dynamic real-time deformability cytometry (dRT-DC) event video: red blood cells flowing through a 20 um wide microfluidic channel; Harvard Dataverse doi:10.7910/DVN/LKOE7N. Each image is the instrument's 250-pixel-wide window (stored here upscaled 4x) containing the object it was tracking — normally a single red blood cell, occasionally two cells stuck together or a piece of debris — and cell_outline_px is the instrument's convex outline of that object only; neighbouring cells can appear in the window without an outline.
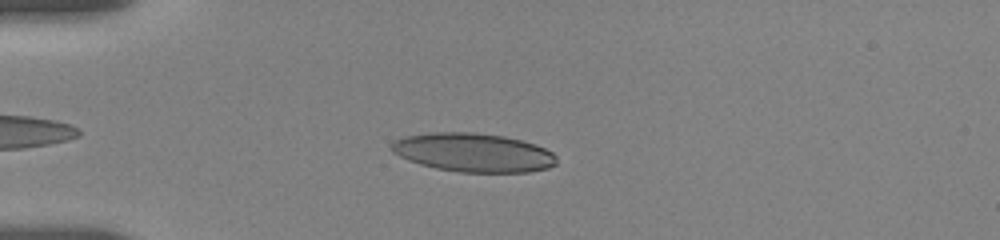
{"species": "human", "species_latin": "Homo sapiens", "temperature_condition": "room temperature", "stored_images_in_passage": 9, "camera_frame_rate_fps": 3000, "um_per_image_px": 0.085, "donor": {"sex": "female"}, "frame": {"image": 1, "passage_image": 3, "time_ms": 1.667, "image_size_px": [1000, 240], "cell_outline_px": [[556, 164], [548, 168], [528, 172], [460, 172], [436, 168], [420, 164], [408, 160], [392, 152], [388, 148], [388, 144], [404, 136], [432, 132], [472, 132], [504, 136], [536, 144], [552, 152], [556, 156]], "centroid_in_image_um": [40.2, 12.96], "position_along_channel_um": 44.8, "area_um2": 37.4}}
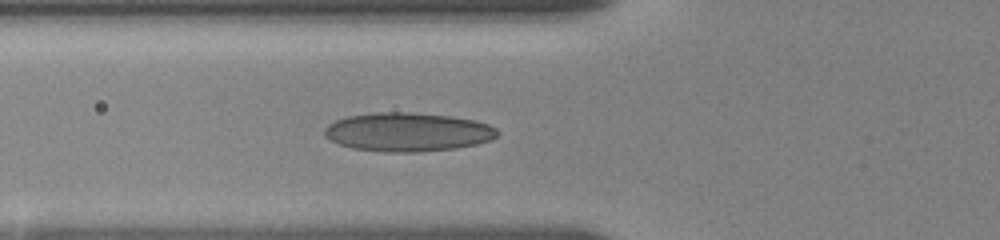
{"frame": {"image": 2, "passage_image": 6, "time_ms": 3.667, "image_size_px": [1000, 240], "cell_outline_px": [[500, 132], [492, 140], [476, 144], [456, 148], [416, 152], [388, 152], [352, 148], [340, 144], [324, 136], [324, 128], [328, 124], [336, 120], [348, 116], [376, 112], [412, 112], [452, 116], [472, 120], [488, 124], [496, 128]], "centroid_in_image_um": [34.66, 11.22], "position_along_channel_um": 91.1, "area_um2": 39.07}}
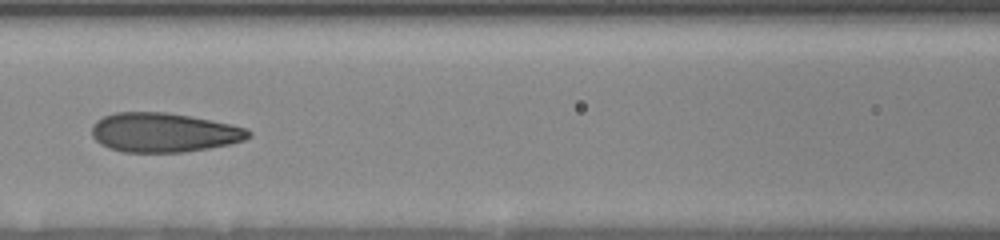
{"frame": {"image": 3, "passage_image": 8, "time_ms": 5.333, "image_size_px": [1000, 240], "cell_outline_px": [[252, 136], [244, 140], [228, 144], [208, 148], [184, 152], [124, 152], [108, 148], [100, 144], [92, 136], [92, 124], [96, 120], [104, 116], [116, 112], [164, 112], [188, 116], [232, 124], [248, 128], [252, 132]], "centroid_in_image_um": [13.92, 11.26], "position_along_channel_um": 152.7, "area_um2": 35.95}}